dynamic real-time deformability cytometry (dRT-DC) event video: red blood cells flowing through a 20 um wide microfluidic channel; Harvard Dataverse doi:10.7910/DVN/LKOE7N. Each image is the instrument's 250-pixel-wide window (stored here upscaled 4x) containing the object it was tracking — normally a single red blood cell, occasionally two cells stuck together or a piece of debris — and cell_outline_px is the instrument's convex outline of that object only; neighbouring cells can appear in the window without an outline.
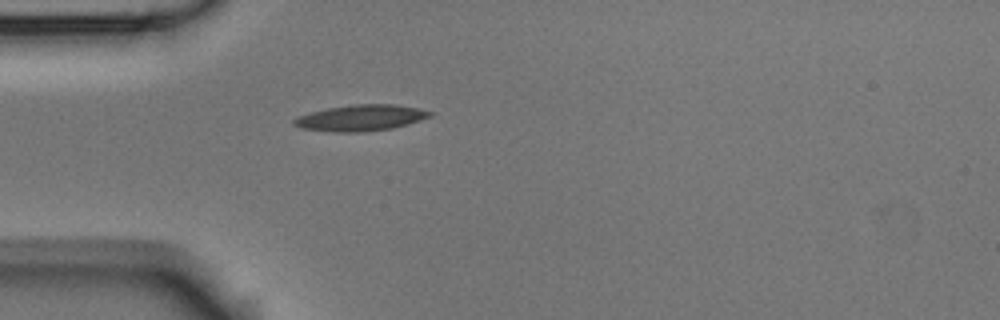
{"species": "Egyptian fruit bat (a non-hibernating species)", "species_latin": "Rousettus aegyptiacus", "temperature_condition": "room temperature", "stored_images_in_passage": 1, "camera_frame_rate_fps": 3000, "um_per_image_px": 0.085, "animal": {"sex": "male"}, "frame": {"image": 1, "passage_image": 1, "time_ms": 0.0, "image_size_px": [1000, 320], "cell_outline_px": [[432, 116], [408, 124], [392, 128], [364, 132], [332, 132], [300, 128], [292, 124], [292, 120], [300, 116], [312, 112], [328, 108], [356, 104], [392, 104], [416, 108], [432, 112]], "centroid_in_image_um": [30.65, 10.03], "position_along_channel_um": 54.4, "area_um2": 20.52}}